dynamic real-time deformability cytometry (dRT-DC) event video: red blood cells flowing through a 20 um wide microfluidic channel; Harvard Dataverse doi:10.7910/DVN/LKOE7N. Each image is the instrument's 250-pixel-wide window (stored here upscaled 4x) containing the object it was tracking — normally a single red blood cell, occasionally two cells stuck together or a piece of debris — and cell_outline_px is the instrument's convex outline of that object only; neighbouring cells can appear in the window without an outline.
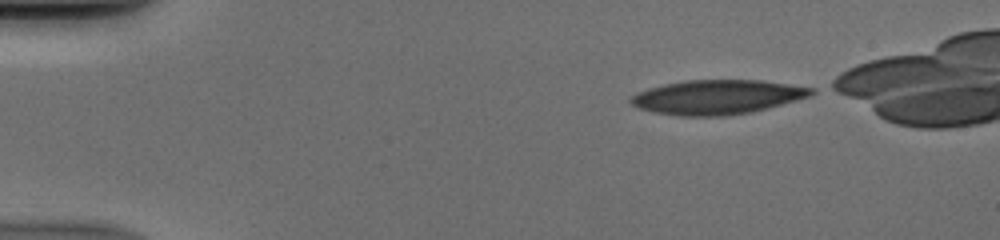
{"species": "human", "species_latin": "Homo sapiens", "temperature_condition": "cold", "stored_images_in_passage": 43, "camera_frame_rate_fps": 3000, "um_per_image_px": 0.085, "donor": {"sex": "male"}, "frame": {"image": 1, "passage_image": 1, "time_ms": 0.0, "image_size_px": [1000, 240], "cell_outline_px": [[816, 92], [808, 96], [752, 112], [724, 116], [680, 116], [656, 112], [640, 108], [632, 104], [628, 100], [632, 96], [648, 88], [688, 80], [760, 80], [816, 88]], "centroid_in_image_um": [60.98, 8.25], "position_along_channel_um": 24.0, "area_um2": 35.66}}
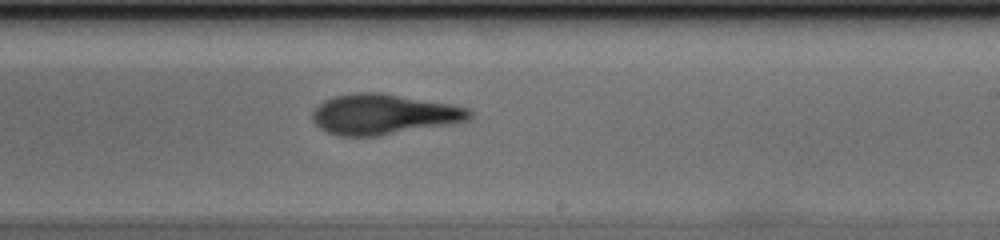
{"frame": {"image": 2, "passage_image": 25, "time_ms": 8.0, "image_size_px": [1000, 240], "cell_outline_px": [[472, 116], [468, 120], [452, 124], [380, 136], [340, 136], [328, 132], [320, 128], [312, 120], [312, 112], [324, 100], [336, 96], [356, 92], [376, 92], [452, 104], [468, 108], [472, 112]], "centroid_in_image_um": [32.62, 9.73], "position_along_channel_um": 256.4, "area_um2": 36.93}}
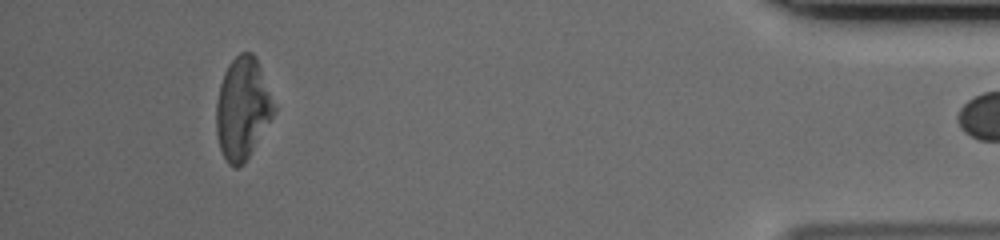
{"frame": {"image": 3, "passage_image": 41, "time_ms": 13.333, "image_size_px": [1000, 240], "cell_outline_px": [[276, 112], [244, 164], [236, 168], [232, 168], [228, 164], [220, 148], [216, 132], [216, 104], [220, 84], [224, 72], [228, 64], [240, 52], [252, 52], [260, 68], [276, 108]], "centroid_in_image_um": [20.6, 9.25], "position_along_channel_um": 414.6, "area_um2": 34.1}}